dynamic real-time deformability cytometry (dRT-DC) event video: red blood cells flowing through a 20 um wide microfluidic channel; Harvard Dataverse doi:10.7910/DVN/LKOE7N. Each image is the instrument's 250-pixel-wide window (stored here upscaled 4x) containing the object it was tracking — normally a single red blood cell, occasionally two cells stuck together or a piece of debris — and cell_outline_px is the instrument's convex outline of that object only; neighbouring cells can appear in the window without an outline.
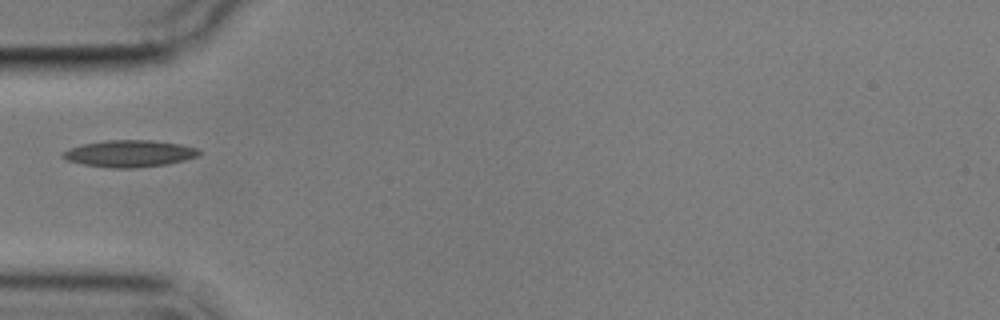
{"species": "common noctule bat (a hibernating species)", "species_latin": "Nyctalus noctula", "temperature_condition": "cold", "stored_images_in_passage": 5, "camera_frame_rate_fps": 3000, "um_per_image_px": 0.085, "animal": {"sex": "male", "body_mass_g": 17.9}, "frame": {"image": 1, "passage_image": 5, "time_ms": 5.0, "image_size_px": [1000, 320], "cell_outline_px": [[200, 152], [196, 156], [184, 160], [164, 164], [132, 168], [112, 168], [84, 164], [68, 160], [60, 156], [60, 152], [68, 148], [84, 144], [104, 140], [152, 140], [180, 144], [196, 148]], "centroid_in_image_um": [10.94, 13.04], "position_along_channel_um": 74.1, "area_um2": 21.1}}